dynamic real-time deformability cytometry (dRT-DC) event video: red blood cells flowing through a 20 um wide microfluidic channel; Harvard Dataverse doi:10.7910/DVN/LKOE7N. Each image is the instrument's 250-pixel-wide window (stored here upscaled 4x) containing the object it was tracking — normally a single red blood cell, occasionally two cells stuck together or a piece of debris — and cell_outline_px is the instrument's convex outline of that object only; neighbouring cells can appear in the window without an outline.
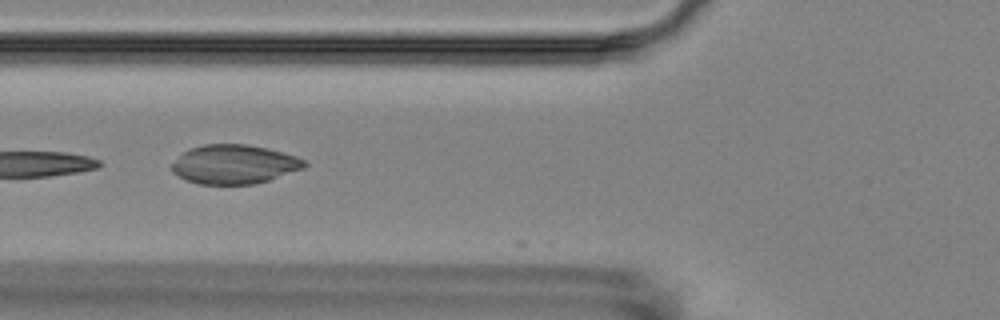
{"species": "Egyptian fruit bat (a non-hibernating species)", "species_latin": "Rousettus aegyptiacus", "temperature_condition": "room temperature", "stored_images_in_passage": 5, "camera_frame_rate_fps": 3000, "um_per_image_px": 0.085, "animal": {"sex": "female"}, "frame": {"image": 1, "passage_image": 2, "time_ms": 1.0, "image_size_px": [1000, 320], "cell_outline_px": [[308, 164], [304, 168], [256, 184], [196, 184], [172, 172], [172, 164], [184, 152], [192, 148], [204, 144], [244, 144], [268, 148], [296, 156], [304, 160]], "centroid_in_image_um": [19.93, 13.97], "position_along_channel_um": 105.9, "area_um2": 29.94}}
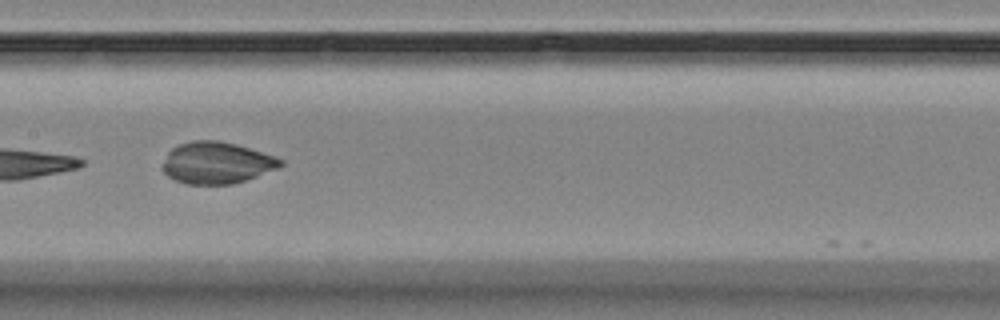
{"frame": {"image": 2, "passage_image": 4, "time_ms": 3.333, "image_size_px": [1000, 320], "cell_outline_px": [[284, 164], [276, 168], [256, 176], [232, 184], [184, 184], [168, 176], [160, 168], [168, 152], [172, 148], [180, 144], [192, 140], [220, 140], [236, 144], [284, 160]], "centroid_in_image_um": [18.36, 13.84], "position_along_channel_um": 189.0, "area_um2": 28.44}}